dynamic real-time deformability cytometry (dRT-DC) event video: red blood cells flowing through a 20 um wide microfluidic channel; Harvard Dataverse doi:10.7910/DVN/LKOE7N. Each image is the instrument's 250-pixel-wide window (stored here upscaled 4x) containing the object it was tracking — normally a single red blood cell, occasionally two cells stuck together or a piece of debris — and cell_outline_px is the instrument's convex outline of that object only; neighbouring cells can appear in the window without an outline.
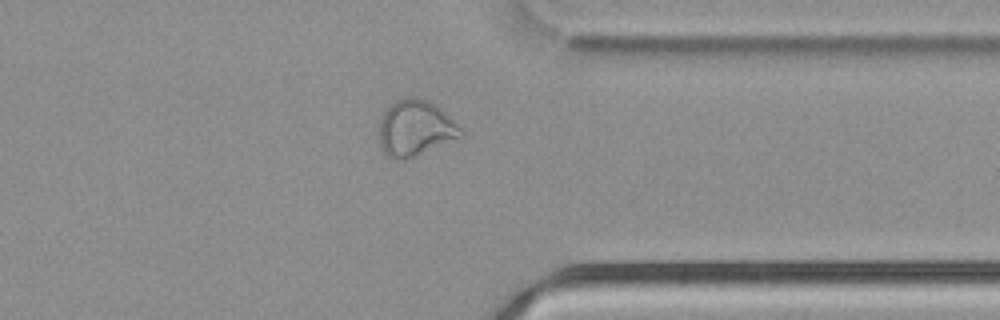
{"species": "common noctule bat (a hibernating species)", "species_latin": "Nyctalus noctula", "temperature_condition": "cold", "stored_images_in_passage": 41, "camera_frame_rate_fps": 3000, "um_per_image_px": 0.085, "animal": {"sex": "male", "body_mass_g": 21.5, "forearm_length_mm": 52.0}, "frame": {"image": 1, "passage_image": 30, "time_ms": 9.667, "image_size_px": [1000, 320], "cell_outline_px": [[464, 140], [404, 160], [392, 160], [384, 152], [380, 144], [380, 120], [384, 112], [396, 100], [408, 96], [412, 96], [428, 100], [436, 104], [464, 132]], "centroid_in_image_um": [35.37, 10.94], "position_along_channel_um": 376.0, "area_um2": 27.28}}
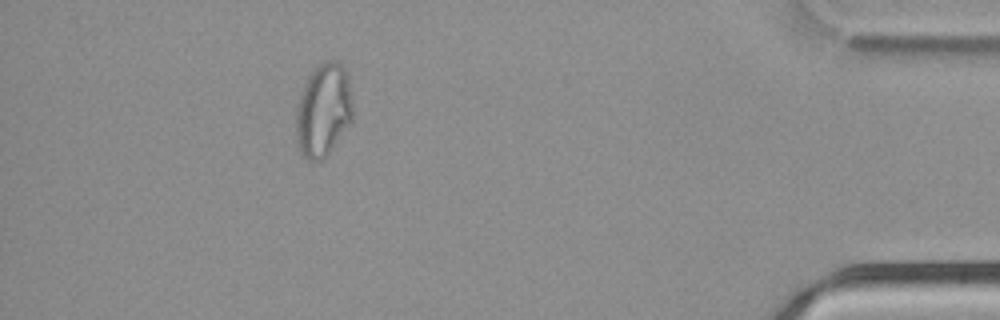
{"frame": {"image": 2, "passage_image": 36, "time_ms": 11.667, "image_size_px": [1000, 320], "cell_outline_px": [[352, 120], [324, 160], [308, 160], [304, 156], [296, 140], [296, 108], [304, 84], [308, 76], [320, 64], [328, 60], [336, 60], [344, 68], [348, 80], [352, 100]], "centroid_in_image_um": [27.48, 9.38], "position_along_channel_um": 407.7, "area_um2": 30.52}}